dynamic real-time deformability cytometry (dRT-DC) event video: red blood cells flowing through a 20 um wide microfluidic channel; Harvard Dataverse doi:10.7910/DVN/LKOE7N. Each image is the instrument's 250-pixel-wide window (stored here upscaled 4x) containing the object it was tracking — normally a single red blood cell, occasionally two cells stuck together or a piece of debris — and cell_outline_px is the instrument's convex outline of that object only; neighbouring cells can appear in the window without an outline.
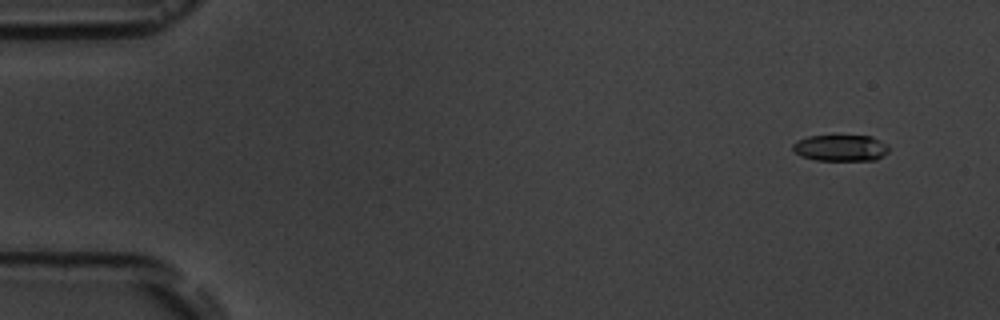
{"species": "common noctule bat (a hibernating species)", "species_latin": "Nyctalus noctula", "temperature_condition": "room temperature", "stored_images_in_passage": 5, "camera_frame_rate_fps": 3000, "um_per_image_px": 0.085, "animal": {"sex": "male", "body_mass_g": 19.5, "forearm_length_mm": 54.6}, "frame": {"image": 1, "passage_image": 1, "time_ms": 0.0, "image_size_px": [1000, 320], "cell_outline_px": [[888, 152], [876, 160], [816, 160], [800, 156], [792, 148], [792, 144], [796, 140], [808, 136], [872, 136], [888, 144]], "centroid_in_image_um": [71.45, 12.57], "position_along_channel_um": 13.6, "area_um2": 14.8}}
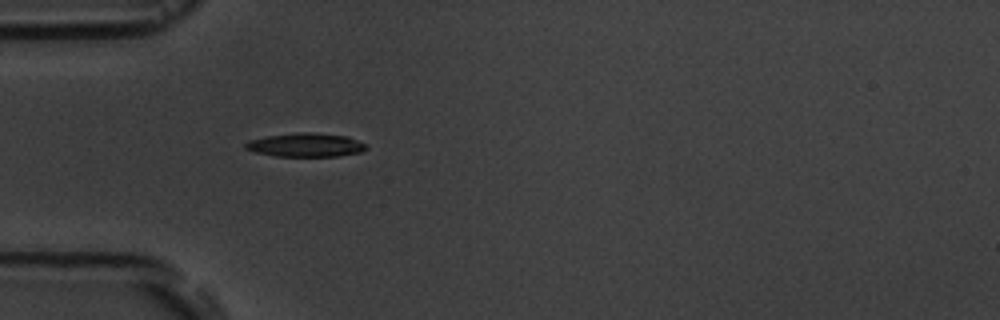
{"frame": {"image": 2, "passage_image": 5, "time_ms": 4.333, "image_size_px": [1000, 320], "cell_outline_px": [[368, 148], [360, 152], [340, 156], [276, 156], [256, 152], [244, 148], [244, 144], [248, 140], [268, 136], [296, 132], [312, 132], [348, 136], [368, 144]], "centroid_in_image_um": [26.02, 12.31], "position_along_channel_um": 59.0, "area_um2": 16.82}}